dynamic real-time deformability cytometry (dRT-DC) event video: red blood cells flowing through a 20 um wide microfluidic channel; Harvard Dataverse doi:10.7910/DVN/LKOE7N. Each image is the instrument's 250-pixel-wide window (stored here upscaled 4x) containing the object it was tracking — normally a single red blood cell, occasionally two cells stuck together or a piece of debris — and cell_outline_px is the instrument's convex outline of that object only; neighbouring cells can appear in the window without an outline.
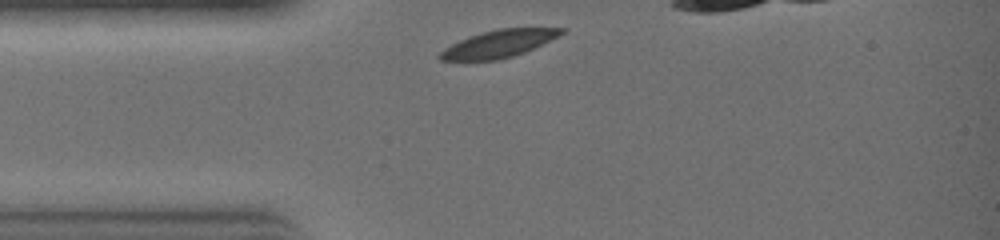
{"species": "common noctule bat (a hibernating species)", "species_latin": "Nyctalus noctula", "temperature_condition": "warm", "stored_images_in_passage": 19, "camera_frame_rate_fps": 3000, "um_per_image_px": 0.085, "animal": {"sex": "female", "body_mass_g": 19.0, "forearm_length_mm": 51.5}, "frame": {"image": 1, "passage_image": 1, "time_ms": 0.0, "image_size_px": [1000, 240], "cell_outline_px": [[568, 28], [564, 32], [524, 52], [500, 60], [464, 64], [440, 60], [436, 56], [444, 48], [468, 36], [500, 28]], "centroid_in_image_um": [42.22, 3.79], "position_along_channel_um": 42.8, "area_um2": 19.83}}
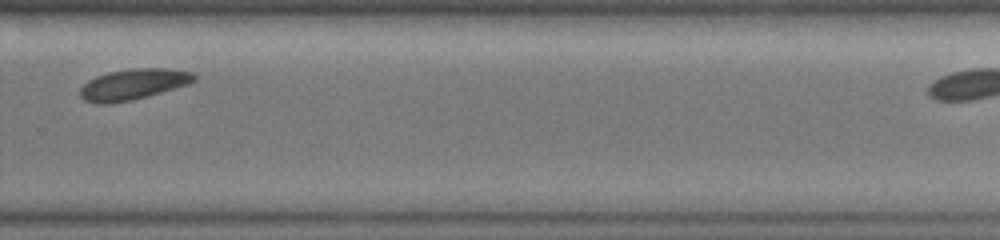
{"frame": {"image": 2, "passage_image": 15, "time_ms": 4.667, "image_size_px": [1000, 240], "cell_outline_px": [[196, 80], [188, 84], [148, 96], [132, 100], [112, 104], [96, 104], [84, 100], [80, 96], [80, 88], [88, 80], [96, 76], [108, 72], [132, 68], [168, 68], [192, 72], [196, 76]], "centroid_in_image_um": [11.3, 7.17], "position_along_channel_um": 318.5, "area_um2": 20.63}}
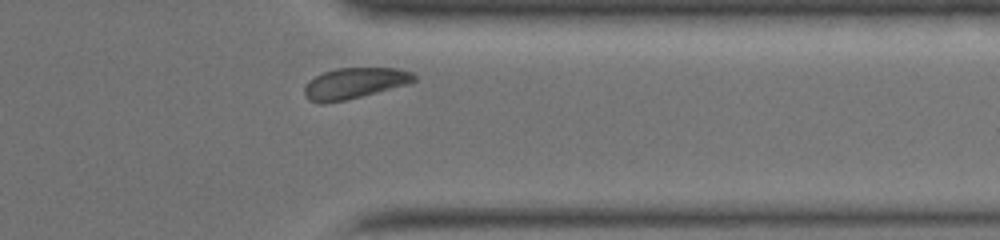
{"frame": {"image": 3, "passage_image": 18, "time_ms": 5.667, "image_size_px": [1000, 240], "cell_outline_px": [[416, 80], [408, 84], [344, 100], [320, 104], [308, 100], [304, 96], [304, 88], [308, 80], [324, 72], [336, 68], [396, 68], [412, 72], [416, 76]], "centroid_in_image_um": [30.1, 7.07], "position_along_channel_um": 381.3, "area_um2": 19.65}}